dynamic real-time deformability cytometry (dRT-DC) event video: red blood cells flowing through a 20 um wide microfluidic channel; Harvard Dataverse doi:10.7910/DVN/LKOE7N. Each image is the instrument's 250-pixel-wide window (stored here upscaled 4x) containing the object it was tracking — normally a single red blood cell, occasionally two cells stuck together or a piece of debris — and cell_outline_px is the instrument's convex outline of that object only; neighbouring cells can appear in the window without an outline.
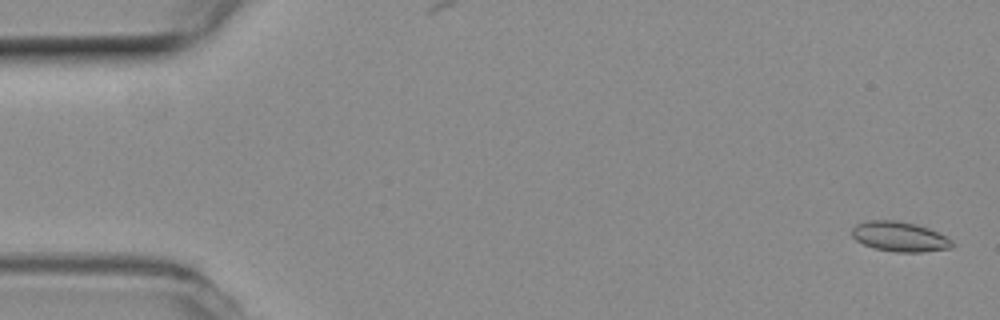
{"species": "common noctule bat (a hibernating species)", "species_latin": "Nyctalus noctula", "temperature_condition": "room temperature", "stored_images_in_passage": 54, "camera_frame_rate_fps": 3000, "um_per_image_px": 0.085, "animal": {"sex": "female", "body_mass_g": 19.3, "forearm_length_mm": 54.1}, "frame": {"image": 1, "passage_image": 2, "time_ms": 0.333, "image_size_px": [1000, 320], "cell_outline_px": [[956, 244], [952, 248], [920, 252], [896, 252], [876, 248], [864, 244], [856, 240], [852, 236], [852, 228], [856, 224], [868, 220], [896, 220], [916, 224], [928, 228], [952, 240]], "centroid_in_image_um": [76.48, 20.11], "position_along_channel_um": 8.5, "area_um2": 17.4}}
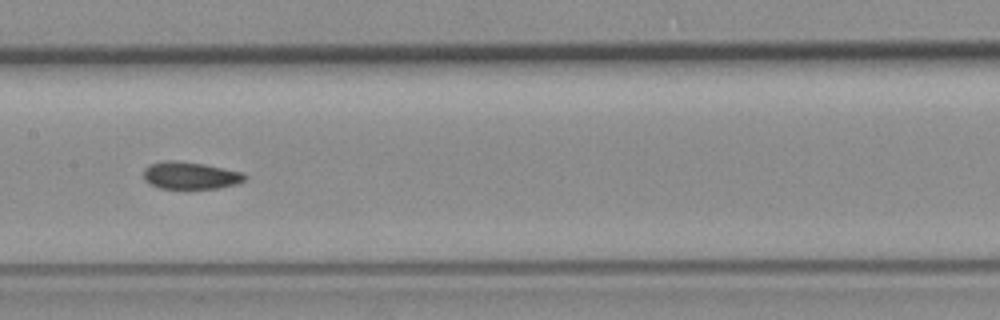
{"frame": {"image": 2, "passage_image": 27, "time_ms": 8.667, "image_size_px": [1000, 320], "cell_outline_px": [[248, 176], [244, 180], [236, 184], [220, 188], [160, 188], [148, 184], [144, 180], [144, 168], [148, 164], [164, 160], [176, 160], [204, 164], [244, 172]], "centroid_in_image_um": [16.16, 14.9], "position_along_channel_um": 191.2, "area_um2": 16.3}}
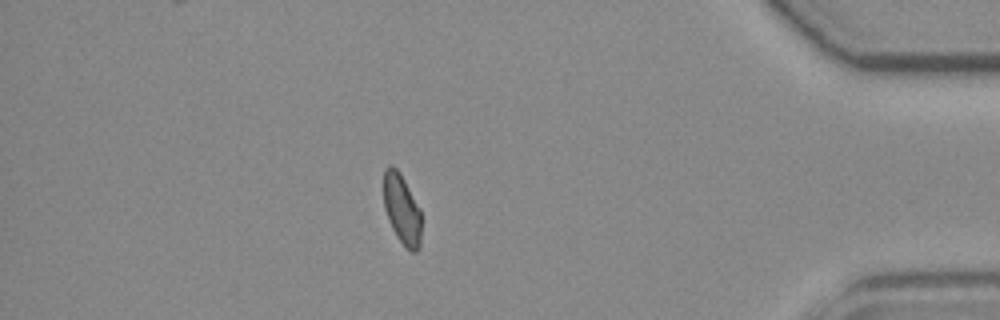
{"frame": {"image": 3, "passage_image": 47, "time_ms": 15.333, "image_size_px": [1000, 320], "cell_outline_px": [[420, 244], [416, 252], [412, 252], [396, 236], [388, 220], [384, 208], [384, 168], [388, 164], [392, 164], [400, 172], [420, 208]], "centroid_in_image_um": [34.14, 17.73], "position_along_channel_um": 401.1, "area_um2": 15.32}, "authors_computed_cell_mechanics": {"area_um2": 16.3574, "velocity_mm_per_s": 3.8267, "shape_relaxation_time_tau1_ms": null, "shape_relaxation_time_tau2_ms": 2.3932, "deformation_change_tau1": null, "deformation_change_tau2": 0.0687}}